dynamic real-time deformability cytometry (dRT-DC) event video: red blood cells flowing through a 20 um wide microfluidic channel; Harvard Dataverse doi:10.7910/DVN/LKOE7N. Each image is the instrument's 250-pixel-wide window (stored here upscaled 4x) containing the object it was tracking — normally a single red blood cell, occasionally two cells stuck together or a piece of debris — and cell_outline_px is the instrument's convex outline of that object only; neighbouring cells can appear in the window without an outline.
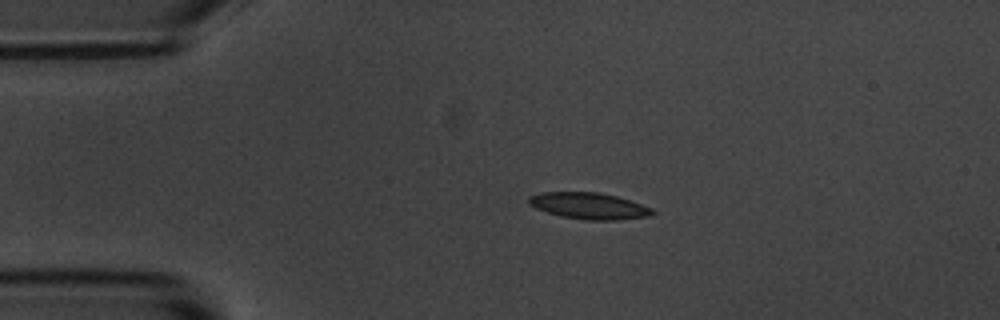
{"species": "common noctule bat (a hibernating species)", "species_latin": "Nyctalus noctula", "temperature_condition": "room temperature", "stored_images_in_passage": 3, "camera_frame_rate_fps": 3000, "um_per_image_px": 0.085, "animal": {"sex": "male", "body_mass_g": 20.1, "forearm_length_mm": 53.5}, "frame": {"image": 1, "passage_image": 2, "time_ms": 1.0, "image_size_px": [1000, 320], "cell_outline_px": [[656, 212], [652, 216], [616, 220], [584, 220], [560, 216], [536, 208], [528, 204], [528, 196], [540, 192], [596, 192], [616, 196], [652, 208]], "centroid_in_image_um": [50.05, 17.5], "position_along_channel_um": 34.9, "area_um2": 19.07}}